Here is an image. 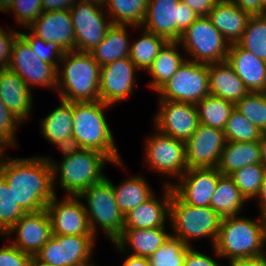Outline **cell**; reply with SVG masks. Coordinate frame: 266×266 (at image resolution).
I'll use <instances>...</instances> for the list:
<instances>
[{
	"label": "cell",
	"mask_w": 266,
	"mask_h": 266,
	"mask_svg": "<svg viewBox=\"0 0 266 266\" xmlns=\"http://www.w3.org/2000/svg\"><path fill=\"white\" fill-rule=\"evenodd\" d=\"M188 247L179 238L170 235L148 259L151 266H183Z\"/></svg>",
	"instance_id": "obj_41"
},
{
	"label": "cell",
	"mask_w": 266,
	"mask_h": 266,
	"mask_svg": "<svg viewBox=\"0 0 266 266\" xmlns=\"http://www.w3.org/2000/svg\"><path fill=\"white\" fill-rule=\"evenodd\" d=\"M95 236L53 234L33 256L48 266H94Z\"/></svg>",
	"instance_id": "obj_11"
},
{
	"label": "cell",
	"mask_w": 266,
	"mask_h": 266,
	"mask_svg": "<svg viewBox=\"0 0 266 266\" xmlns=\"http://www.w3.org/2000/svg\"><path fill=\"white\" fill-rule=\"evenodd\" d=\"M167 227L123 229L113 242L123 253L150 257L171 235Z\"/></svg>",
	"instance_id": "obj_25"
},
{
	"label": "cell",
	"mask_w": 266,
	"mask_h": 266,
	"mask_svg": "<svg viewBox=\"0 0 266 266\" xmlns=\"http://www.w3.org/2000/svg\"><path fill=\"white\" fill-rule=\"evenodd\" d=\"M59 103L39 122L42 137L52 145L72 136L73 132V102L59 98Z\"/></svg>",
	"instance_id": "obj_32"
},
{
	"label": "cell",
	"mask_w": 266,
	"mask_h": 266,
	"mask_svg": "<svg viewBox=\"0 0 266 266\" xmlns=\"http://www.w3.org/2000/svg\"><path fill=\"white\" fill-rule=\"evenodd\" d=\"M44 158L52 166L55 192V186L59 184L64 194L71 196H78L88 187L101 182L106 177L103 172L106 164L126 168L124 161L114 164L105 154L92 149H81L78 153L61 158L58 163L49 155H44Z\"/></svg>",
	"instance_id": "obj_2"
},
{
	"label": "cell",
	"mask_w": 266,
	"mask_h": 266,
	"mask_svg": "<svg viewBox=\"0 0 266 266\" xmlns=\"http://www.w3.org/2000/svg\"><path fill=\"white\" fill-rule=\"evenodd\" d=\"M137 70L129 56L100 66V100L110 106L126 101L137 84Z\"/></svg>",
	"instance_id": "obj_16"
},
{
	"label": "cell",
	"mask_w": 266,
	"mask_h": 266,
	"mask_svg": "<svg viewBox=\"0 0 266 266\" xmlns=\"http://www.w3.org/2000/svg\"><path fill=\"white\" fill-rule=\"evenodd\" d=\"M23 123L18 120L0 99V151L18 147L16 131Z\"/></svg>",
	"instance_id": "obj_44"
},
{
	"label": "cell",
	"mask_w": 266,
	"mask_h": 266,
	"mask_svg": "<svg viewBox=\"0 0 266 266\" xmlns=\"http://www.w3.org/2000/svg\"><path fill=\"white\" fill-rule=\"evenodd\" d=\"M221 176L217 167L189 168L171 187L183 202L196 207H210Z\"/></svg>",
	"instance_id": "obj_20"
},
{
	"label": "cell",
	"mask_w": 266,
	"mask_h": 266,
	"mask_svg": "<svg viewBox=\"0 0 266 266\" xmlns=\"http://www.w3.org/2000/svg\"><path fill=\"white\" fill-rule=\"evenodd\" d=\"M265 222V239H266V218L264 219Z\"/></svg>",
	"instance_id": "obj_62"
},
{
	"label": "cell",
	"mask_w": 266,
	"mask_h": 266,
	"mask_svg": "<svg viewBox=\"0 0 266 266\" xmlns=\"http://www.w3.org/2000/svg\"><path fill=\"white\" fill-rule=\"evenodd\" d=\"M19 34L30 44L34 52L43 62L55 65L58 68L65 51L55 42H45L34 36L29 30L28 33L19 31Z\"/></svg>",
	"instance_id": "obj_43"
},
{
	"label": "cell",
	"mask_w": 266,
	"mask_h": 266,
	"mask_svg": "<svg viewBox=\"0 0 266 266\" xmlns=\"http://www.w3.org/2000/svg\"><path fill=\"white\" fill-rule=\"evenodd\" d=\"M157 113L153 117V128L160 133L186 142L199 124L195 104L157 100Z\"/></svg>",
	"instance_id": "obj_15"
},
{
	"label": "cell",
	"mask_w": 266,
	"mask_h": 266,
	"mask_svg": "<svg viewBox=\"0 0 266 266\" xmlns=\"http://www.w3.org/2000/svg\"><path fill=\"white\" fill-rule=\"evenodd\" d=\"M210 248L214 254L208 256L205 252L202 253L201 251L195 250L193 246H189L184 258L183 266H221L222 264L218 260L211 258L214 255L215 258L221 260V256L218 254L214 246Z\"/></svg>",
	"instance_id": "obj_47"
},
{
	"label": "cell",
	"mask_w": 266,
	"mask_h": 266,
	"mask_svg": "<svg viewBox=\"0 0 266 266\" xmlns=\"http://www.w3.org/2000/svg\"><path fill=\"white\" fill-rule=\"evenodd\" d=\"M25 213L0 173V236H4Z\"/></svg>",
	"instance_id": "obj_40"
},
{
	"label": "cell",
	"mask_w": 266,
	"mask_h": 266,
	"mask_svg": "<svg viewBox=\"0 0 266 266\" xmlns=\"http://www.w3.org/2000/svg\"><path fill=\"white\" fill-rule=\"evenodd\" d=\"M208 80L211 95L234 104L250 92L227 60L208 64Z\"/></svg>",
	"instance_id": "obj_26"
},
{
	"label": "cell",
	"mask_w": 266,
	"mask_h": 266,
	"mask_svg": "<svg viewBox=\"0 0 266 266\" xmlns=\"http://www.w3.org/2000/svg\"><path fill=\"white\" fill-rule=\"evenodd\" d=\"M221 217L210 207H196L183 202L172 190L169 223L171 235L179 238L187 246L198 239H208L215 245ZM193 240V242H192Z\"/></svg>",
	"instance_id": "obj_6"
},
{
	"label": "cell",
	"mask_w": 266,
	"mask_h": 266,
	"mask_svg": "<svg viewBox=\"0 0 266 266\" xmlns=\"http://www.w3.org/2000/svg\"><path fill=\"white\" fill-rule=\"evenodd\" d=\"M208 17L228 43L234 44L241 39L250 15L231 0H219Z\"/></svg>",
	"instance_id": "obj_27"
},
{
	"label": "cell",
	"mask_w": 266,
	"mask_h": 266,
	"mask_svg": "<svg viewBox=\"0 0 266 266\" xmlns=\"http://www.w3.org/2000/svg\"><path fill=\"white\" fill-rule=\"evenodd\" d=\"M264 266H266V252L264 253Z\"/></svg>",
	"instance_id": "obj_61"
},
{
	"label": "cell",
	"mask_w": 266,
	"mask_h": 266,
	"mask_svg": "<svg viewBox=\"0 0 266 266\" xmlns=\"http://www.w3.org/2000/svg\"><path fill=\"white\" fill-rule=\"evenodd\" d=\"M265 172V168L260 163L240 168L230 177L245 199L251 202L259 194Z\"/></svg>",
	"instance_id": "obj_39"
},
{
	"label": "cell",
	"mask_w": 266,
	"mask_h": 266,
	"mask_svg": "<svg viewBox=\"0 0 266 266\" xmlns=\"http://www.w3.org/2000/svg\"><path fill=\"white\" fill-rule=\"evenodd\" d=\"M55 146L63 154L62 158L78 153L82 149L78 140L73 135L58 141L54 144Z\"/></svg>",
	"instance_id": "obj_51"
},
{
	"label": "cell",
	"mask_w": 266,
	"mask_h": 266,
	"mask_svg": "<svg viewBox=\"0 0 266 266\" xmlns=\"http://www.w3.org/2000/svg\"><path fill=\"white\" fill-rule=\"evenodd\" d=\"M178 42L187 59L205 64L227 60L230 47L208 16H199Z\"/></svg>",
	"instance_id": "obj_9"
},
{
	"label": "cell",
	"mask_w": 266,
	"mask_h": 266,
	"mask_svg": "<svg viewBox=\"0 0 266 266\" xmlns=\"http://www.w3.org/2000/svg\"><path fill=\"white\" fill-rule=\"evenodd\" d=\"M179 48H181V45L178 41H168L146 72L152 78L148 86L153 91L157 92L166 84L186 59L185 54H182Z\"/></svg>",
	"instance_id": "obj_31"
},
{
	"label": "cell",
	"mask_w": 266,
	"mask_h": 266,
	"mask_svg": "<svg viewBox=\"0 0 266 266\" xmlns=\"http://www.w3.org/2000/svg\"><path fill=\"white\" fill-rule=\"evenodd\" d=\"M198 17L181 0H148L141 28L167 41H179L181 35Z\"/></svg>",
	"instance_id": "obj_10"
},
{
	"label": "cell",
	"mask_w": 266,
	"mask_h": 266,
	"mask_svg": "<svg viewBox=\"0 0 266 266\" xmlns=\"http://www.w3.org/2000/svg\"><path fill=\"white\" fill-rule=\"evenodd\" d=\"M162 195L154 194L146 202L124 215L123 229L167 227L170 219L172 187L163 185ZM167 221V222H166Z\"/></svg>",
	"instance_id": "obj_22"
},
{
	"label": "cell",
	"mask_w": 266,
	"mask_h": 266,
	"mask_svg": "<svg viewBox=\"0 0 266 266\" xmlns=\"http://www.w3.org/2000/svg\"><path fill=\"white\" fill-rule=\"evenodd\" d=\"M7 12L14 14L17 24L25 29L39 17L43 9L41 0H15Z\"/></svg>",
	"instance_id": "obj_45"
},
{
	"label": "cell",
	"mask_w": 266,
	"mask_h": 266,
	"mask_svg": "<svg viewBox=\"0 0 266 266\" xmlns=\"http://www.w3.org/2000/svg\"><path fill=\"white\" fill-rule=\"evenodd\" d=\"M19 34L16 28L8 27V30L0 26V69L6 68L11 54V46L15 37Z\"/></svg>",
	"instance_id": "obj_48"
},
{
	"label": "cell",
	"mask_w": 266,
	"mask_h": 266,
	"mask_svg": "<svg viewBox=\"0 0 266 266\" xmlns=\"http://www.w3.org/2000/svg\"><path fill=\"white\" fill-rule=\"evenodd\" d=\"M57 68L58 98L70 102L100 100V65L90 52L65 51Z\"/></svg>",
	"instance_id": "obj_3"
},
{
	"label": "cell",
	"mask_w": 266,
	"mask_h": 266,
	"mask_svg": "<svg viewBox=\"0 0 266 266\" xmlns=\"http://www.w3.org/2000/svg\"><path fill=\"white\" fill-rule=\"evenodd\" d=\"M52 234L67 236H94L89 227L86 210L78 196L56 195L46 206Z\"/></svg>",
	"instance_id": "obj_17"
},
{
	"label": "cell",
	"mask_w": 266,
	"mask_h": 266,
	"mask_svg": "<svg viewBox=\"0 0 266 266\" xmlns=\"http://www.w3.org/2000/svg\"><path fill=\"white\" fill-rule=\"evenodd\" d=\"M153 130H155V132L152 131L154 134L145 136L144 163L153 173H159L164 178L166 176V181L161 183L162 186H172L173 180L177 181L188 170L185 143L164 135L154 128Z\"/></svg>",
	"instance_id": "obj_8"
},
{
	"label": "cell",
	"mask_w": 266,
	"mask_h": 266,
	"mask_svg": "<svg viewBox=\"0 0 266 266\" xmlns=\"http://www.w3.org/2000/svg\"><path fill=\"white\" fill-rule=\"evenodd\" d=\"M191 8L198 16H208L219 0H181Z\"/></svg>",
	"instance_id": "obj_49"
},
{
	"label": "cell",
	"mask_w": 266,
	"mask_h": 266,
	"mask_svg": "<svg viewBox=\"0 0 266 266\" xmlns=\"http://www.w3.org/2000/svg\"><path fill=\"white\" fill-rule=\"evenodd\" d=\"M185 143V159L189 168L217 167L226 144L223 130L198 124Z\"/></svg>",
	"instance_id": "obj_19"
},
{
	"label": "cell",
	"mask_w": 266,
	"mask_h": 266,
	"mask_svg": "<svg viewBox=\"0 0 266 266\" xmlns=\"http://www.w3.org/2000/svg\"><path fill=\"white\" fill-rule=\"evenodd\" d=\"M265 246V222L260 215L255 220L244 215L221 219L214 247L222 259L261 256L266 252Z\"/></svg>",
	"instance_id": "obj_4"
},
{
	"label": "cell",
	"mask_w": 266,
	"mask_h": 266,
	"mask_svg": "<svg viewBox=\"0 0 266 266\" xmlns=\"http://www.w3.org/2000/svg\"><path fill=\"white\" fill-rule=\"evenodd\" d=\"M74 28L76 51L91 52L112 26L103 5L78 0L69 9Z\"/></svg>",
	"instance_id": "obj_14"
},
{
	"label": "cell",
	"mask_w": 266,
	"mask_h": 266,
	"mask_svg": "<svg viewBox=\"0 0 266 266\" xmlns=\"http://www.w3.org/2000/svg\"><path fill=\"white\" fill-rule=\"evenodd\" d=\"M234 109L261 132H266V92H249L234 104Z\"/></svg>",
	"instance_id": "obj_38"
},
{
	"label": "cell",
	"mask_w": 266,
	"mask_h": 266,
	"mask_svg": "<svg viewBox=\"0 0 266 266\" xmlns=\"http://www.w3.org/2000/svg\"><path fill=\"white\" fill-rule=\"evenodd\" d=\"M6 242L0 247V266H29L33 256L22 252L8 239Z\"/></svg>",
	"instance_id": "obj_46"
},
{
	"label": "cell",
	"mask_w": 266,
	"mask_h": 266,
	"mask_svg": "<svg viewBox=\"0 0 266 266\" xmlns=\"http://www.w3.org/2000/svg\"><path fill=\"white\" fill-rule=\"evenodd\" d=\"M237 44L266 61V14L250 16Z\"/></svg>",
	"instance_id": "obj_37"
},
{
	"label": "cell",
	"mask_w": 266,
	"mask_h": 266,
	"mask_svg": "<svg viewBox=\"0 0 266 266\" xmlns=\"http://www.w3.org/2000/svg\"><path fill=\"white\" fill-rule=\"evenodd\" d=\"M52 235L49 215L46 209H43L37 212L25 213L0 238H4L5 240L6 237V239L22 252L34 256Z\"/></svg>",
	"instance_id": "obj_18"
},
{
	"label": "cell",
	"mask_w": 266,
	"mask_h": 266,
	"mask_svg": "<svg viewBox=\"0 0 266 266\" xmlns=\"http://www.w3.org/2000/svg\"><path fill=\"white\" fill-rule=\"evenodd\" d=\"M15 0H0V11L7 13Z\"/></svg>",
	"instance_id": "obj_57"
},
{
	"label": "cell",
	"mask_w": 266,
	"mask_h": 266,
	"mask_svg": "<svg viewBox=\"0 0 266 266\" xmlns=\"http://www.w3.org/2000/svg\"><path fill=\"white\" fill-rule=\"evenodd\" d=\"M256 200L257 206L260 208V212L258 215H260L262 218H266V172L263 177V182L260 187L259 194L254 199Z\"/></svg>",
	"instance_id": "obj_55"
},
{
	"label": "cell",
	"mask_w": 266,
	"mask_h": 266,
	"mask_svg": "<svg viewBox=\"0 0 266 266\" xmlns=\"http://www.w3.org/2000/svg\"><path fill=\"white\" fill-rule=\"evenodd\" d=\"M0 173L26 213L45 209L57 194L53 186L52 166L43 156L16 158L2 150Z\"/></svg>",
	"instance_id": "obj_1"
},
{
	"label": "cell",
	"mask_w": 266,
	"mask_h": 266,
	"mask_svg": "<svg viewBox=\"0 0 266 266\" xmlns=\"http://www.w3.org/2000/svg\"><path fill=\"white\" fill-rule=\"evenodd\" d=\"M258 143L261 152V165L265 168L266 171V132H262Z\"/></svg>",
	"instance_id": "obj_56"
},
{
	"label": "cell",
	"mask_w": 266,
	"mask_h": 266,
	"mask_svg": "<svg viewBox=\"0 0 266 266\" xmlns=\"http://www.w3.org/2000/svg\"><path fill=\"white\" fill-rule=\"evenodd\" d=\"M148 0H106L103 5L114 25L141 27Z\"/></svg>",
	"instance_id": "obj_35"
},
{
	"label": "cell",
	"mask_w": 266,
	"mask_h": 266,
	"mask_svg": "<svg viewBox=\"0 0 266 266\" xmlns=\"http://www.w3.org/2000/svg\"><path fill=\"white\" fill-rule=\"evenodd\" d=\"M236 6L247 12L250 16L265 15L266 8L260 0H231Z\"/></svg>",
	"instance_id": "obj_50"
},
{
	"label": "cell",
	"mask_w": 266,
	"mask_h": 266,
	"mask_svg": "<svg viewBox=\"0 0 266 266\" xmlns=\"http://www.w3.org/2000/svg\"><path fill=\"white\" fill-rule=\"evenodd\" d=\"M262 5L266 8V0H260Z\"/></svg>",
	"instance_id": "obj_60"
},
{
	"label": "cell",
	"mask_w": 266,
	"mask_h": 266,
	"mask_svg": "<svg viewBox=\"0 0 266 266\" xmlns=\"http://www.w3.org/2000/svg\"><path fill=\"white\" fill-rule=\"evenodd\" d=\"M260 163L261 152L258 141H226L217 169L222 175L230 176L240 168Z\"/></svg>",
	"instance_id": "obj_30"
},
{
	"label": "cell",
	"mask_w": 266,
	"mask_h": 266,
	"mask_svg": "<svg viewBox=\"0 0 266 266\" xmlns=\"http://www.w3.org/2000/svg\"><path fill=\"white\" fill-rule=\"evenodd\" d=\"M156 93L158 100L196 105L210 94L208 64L186 58L174 76Z\"/></svg>",
	"instance_id": "obj_12"
},
{
	"label": "cell",
	"mask_w": 266,
	"mask_h": 266,
	"mask_svg": "<svg viewBox=\"0 0 266 266\" xmlns=\"http://www.w3.org/2000/svg\"><path fill=\"white\" fill-rule=\"evenodd\" d=\"M227 61L250 92H266V61L237 43L230 44Z\"/></svg>",
	"instance_id": "obj_24"
},
{
	"label": "cell",
	"mask_w": 266,
	"mask_h": 266,
	"mask_svg": "<svg viewBox=\"0 0 266 266\" xmlns=\"http://www.w3.org/2000/svg\"><path fill=\"white\" fill-rule=\"evenodd\" d=\"M138 30L142 32L138 39L131 41L129 58L140 72H147L152 66L154 59L159 54V51L168 41L141 27H138Z\"/></svg>",
	"instance_id": "obj_34"
},
{
	"label": "cell",
	"mask_w": 266,
	"mask_h": 266,
	"mask_svg": "<svg viewBox=\"0 0 266 266\" xmlns=\"http://www.w3.org/2000/svg\"><path fill=\"white\" fill-rule=\"evenodd\" d=\"M78 197L86 210L93 235L98 237L101 229L110 243H113L123 231L124 215L116 203L111 182L105 177L101 182L85 189Z\"/></svg>",
	"instance_id": "obj_7"
},
{
	"label": "cell",
	"mask_w": 266,
	"mask_h": 266,
	"mask_svg": "<svg viewBox=\"0 0 266 266\" xmlns=\"http://www.w3.org/2000/svg\"><path fill=\"white\" fill-rule=\"evenodd\" d=\"M110 105L101 100L73 102V132L82 149L105 154L114 164L123 161L105 113Z\"/></svg>",
	"instance_id": "obj_5"
},
{
	"label": "cell",
	"mask_w": 266,
	"mask_h": 266,
	"mask_svg": "<svg viewBox=\"0 0 266 266\" xmlns=\"http://www.w3.org/2000/svg\"><path fill=\"white\" fill-rule=\"evenodd\" d=\"M111 244H113L114 248H116V250H118L117 252H120V254H122V255L126 254L123 257L124 261L122 262L121 266H151L148 258L123 253L114 243H111Z\"/></svg>",
	"instance_id": "obj_53"
},
{
	"label": "cell",
	"mask_w": 266,
	"mask_h": 266,
	"mask_svg": "<svg viewBox=\"0 0 266 266\" xmlns=\"http://www.w3.org/2000/svg\"><path fill=\"white\" fill-rule=\"evenodd\" d=\"M84 1L95 2V3L101 4V5H104L106 2V0H84Z\"/></svg>",
	"instance_id": "obj_59"
},
{
	"label": "cell",
	"mask_w": 266,
	"mask_h": 266,
	"mask_svg": "<svg viewBox=\"0 0 266 266\" xmlns=\"http://www.w3.org/2000/svg\"><path fill=\"white\" fill-rule=\"evenodd\" d=\"M29 266H48V265L42 264L38 260H36L34 257H32Z\"/></svg>",
	"instance_id": "obj_58"
},
{
	"label": "cell",
	"mask_w": 266,
	"mask_h": 266,
	"mask_svg": "<svg viewBox=\"0 0 266 266\" xmlns=\"http://www.w3.org/2000/svg\"><path fill=\"white\" fill-rule=\"evenodd\" d=\"M226 141L254 142L260 139L262 132L234 109L224 128Z\"/></svg>",
	"instance_id": "obj_42"
},
{
	"label": "cell",
	"mask_w": 266,
	"mask_h": 266,
	"mask_svg": "<svg viewBox=\"0 0 266 266\" xmlns=\"http://www.w3.org/2000/svg\"><path fill=\"white\" fill-rule=\"evenodd\" d=\"M141 175L136 174L123 178L117 185H114L112 180L106 175V178L112 184L116 203L123 215L146 202L155 194L154 189L150 187L151 185L145 179L146 176Z\"/></svg>",
	"instance_id": "obj_28"
},
{
	"label": "cell",
	"mask_w": 266,
	"mask_h": 266,
	"mask_svg": "<svg viewBox=\"0 0 266 266\" xmlns=\"http://www.w3.org/2000/svg\"><path fill=\"white\" fill-rule=\"evenodd\" d=\"M33 93L15 72L7 67L0 69V99L23 125L33 116Z\"/></svg>",
	"instance_id": "obj_23"
},
{
	"label": "cell",
	"mask_w": 266,
	"mask_h": 266,
	"mask_svg": "<svg viewBox=\"0 0 266 266\" xmlns=\"http://www.w3.org/2000/svg\"><path fill=\"white\" fill-rule=\"evenodd\" d=\"M199 123L224 130L234 103L209 94L197 104Z\"/></svg>",
	"instance_id": "obj_36"
},
{
	"label": "cell",
	"mask_w": 266,
	"mask_h": 266,
	"mask_svg": "<svg viewBox=\"0 0 266 266\" xmlns=\"http://www.w3.org/2000/svg\"><path fill=\"white\" fill-rule=\"evenodd\" d=\"M129 25H114L108 29L104 39L90 52L94 60L104 66L110 62L129 56L130 51V30L138 27Z\"/></svg>",
	"instance_id": "obj_29"
},
{
	"label": "cell",
	"mask_w": 266,
	"mask_h": 266,
	"mask_svg": "<svg viewBox=\"0 0 266 266\" xmlns=\"http://www.w3.org/2000/svg\"><path fill=\"white\" fill-rule=\"evenodd\" d=\"M78 0H41L43 11L69 10Z\"/></svg>",
	"instance_id": "obj_52"
},
{
	"label": "cell",
	"mask_w": 266,
	"mask_h": 266,
	"mask_svg": "<svg viewBox=\"0 0 266 266\" xmlns=\"http://www.w3.org/2000/svg\"><path fill=\"white\" fill-rule=\"evenodd\" d=\"M25 30L45 42H55L64 51L76 50L74 28L69 10L43 11Z\"/></svg>",
	"instance_id": "obj_21"
},
{
	"label": "cell",
	"mask_w": 266,
	"mask_h": 266,
	"mask_svg": "<svg viewBox=\"0 0 266 266\" xmlns=\"http://www.w3.org/2000/svg\"><path fill=\"white\" fill-rule=\"evenodd\" d=\"M229 266H264V254L241 259H235L227 262Z\"/></svg>",
	"instance_id": "obj_54"
},
{
	"label": "cell",
	"mask_w": 266,
	"mask_h": 266,
	"mask_svg": "<svg viewBox=\"0 0 266 266\" xmlns=\"http://www.w3.org/2000/svg\"><path fill=\"white\" fill-rule=\"evenodd\" d=\"M7 68L15 72L31 90L39 86L56 92L57 67L43 62L32 52L30 44L20 34L15 37L11 46Z\"/></svg>",
	"instance_id": "obj_13"
},
{
	"label": "cell",
	"mask_w": 266,
	"mask_h": 266,
	"mask_svg": "<svg viewBox=\"0 0 266 266\" xmlns=\"http://www.w3.org/2000/svg\"><path fill=\"white\" fill-rule=\"evenodd\" d=\"M248 201L230 176L222 175L210 201V208L221 218L240 215Z\"/></svg>",
	"instance_id": "obj_33"
}]
</instances>
